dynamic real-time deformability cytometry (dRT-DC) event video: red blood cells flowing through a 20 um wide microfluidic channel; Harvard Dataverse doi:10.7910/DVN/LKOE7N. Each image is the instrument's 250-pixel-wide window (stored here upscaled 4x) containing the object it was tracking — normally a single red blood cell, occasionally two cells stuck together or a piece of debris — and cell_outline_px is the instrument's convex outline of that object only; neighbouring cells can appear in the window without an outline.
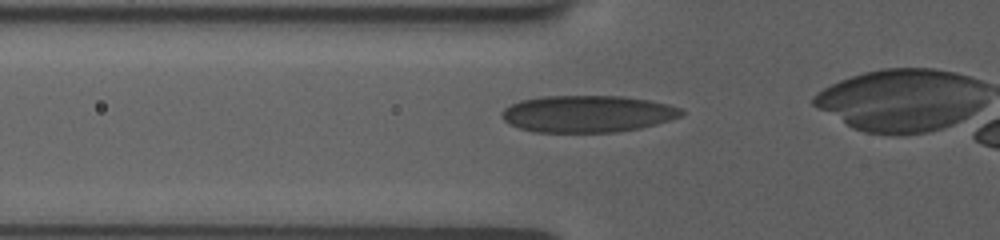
{"species": "human", "species_latin": "Homo sapiens", "temperature_condition": "room temperature", "stored_images_in_passage": 7, "segment_of_instrument_passage": [1, 2], "camera_frame_rate_fps": 3000, "um_per_image_px": 0.085, "donor": {"sex": "female"}, "frame": {"image": 1, "passage_image": 2, "time_ms": 0.667, "image_size_px": [1000, 240], "cell_outline_px": [[684, 116], [656, 124], [640, 128], [616, 132], [536, 132], [520, 128], [508, 124], [500, 116], [500, 112], [504, 108], [520, 100], [540, 96], [624, 96], [648, 100], [668, 104], [680, 108], [684, 112]], "centroid_in_image_um": [49.92, 9.67], "position_along_channel_um": 75.9, "area_um2": 38.84}}
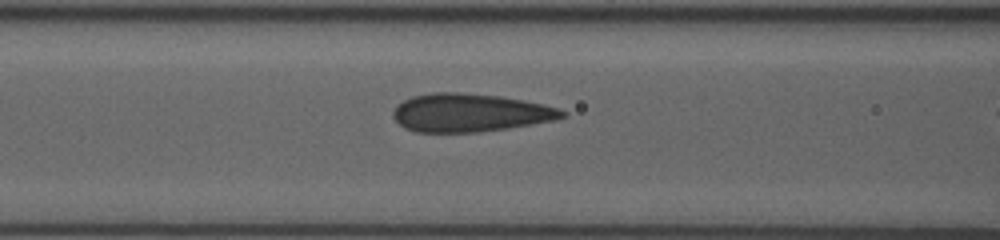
{"frame": {"image": 2, "passage_image": 4, "time_ms": 2.0, "image_size_px": [1000, 240], "cell_outline_px": [[568, 116], [556, 120], [508, 128], [480, 132], [416, 132], [404, 128], [392, 116], [392, 112], [404, 100], [412, 96], [432, 92], [456, 92], [500, 96], [524, 100], [544, 104], [560, 108], [568, 112]], "centroid_in_image_um": [40.0, 9.58], "position_along_channel_um": 126.6, "area_um2": 37.8}}
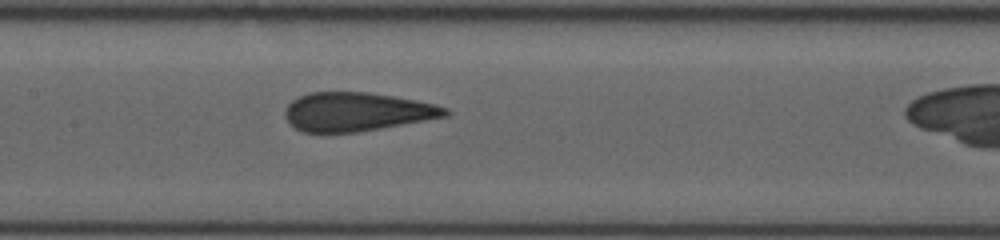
{"frame": {"image": 3, "passage_image": 6, "time_ms": 3.333, "image_size_px": [1000, 240], "cell_outline_px": [[452, 112], [448, 116], [380, 128], [356, 132], [304, 132], [296, 128], [284, 116], [284, 108], [296, 96], [308, 92], [368, 92], [416, 100], [436, 104], [448, 108]], "centroid_in_image_um": [30.32, 9.49], "position_along_channel_um": 177.1, "area_um2": 36.18}}